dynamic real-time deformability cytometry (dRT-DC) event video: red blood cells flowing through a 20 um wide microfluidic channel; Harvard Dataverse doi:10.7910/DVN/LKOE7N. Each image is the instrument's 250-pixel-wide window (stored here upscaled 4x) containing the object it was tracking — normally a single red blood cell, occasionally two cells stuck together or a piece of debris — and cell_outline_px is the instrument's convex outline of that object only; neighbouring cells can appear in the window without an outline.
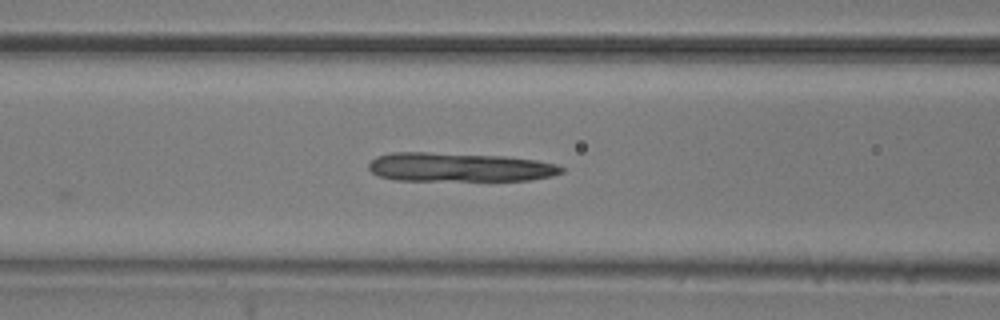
{"species": "common noctule bat (a hibernating species)", "species_latin": "Nyctalus noctula", "temperature_condition": "room temperature", "stored_images_in_passage": 5, "camera_frame_rate_fps": 3000, "um_per_image_px": 0.085, "animal": {"sex": "male", "body_mass_g": 20.5, "forearm_length_mm": 52.5}, "frame": {"image": 1, "passage_image": 5, "time_ms": 5.667, "image_size_px": [1000, 320], "cell_outline_px": [[564, 172], [552, 176], [528, 180], [396, 180], [380, 176], [372, 172], [368, 168], [368, 164], [376, 156], [392, 152], [424, 152], [504, 156], [536, 160], [556, 164], [564, 168]], "centroid_in_image_um": [39.04, 14.21], "position_along_channel_um": 127.6, "area_um2": 32.43}}